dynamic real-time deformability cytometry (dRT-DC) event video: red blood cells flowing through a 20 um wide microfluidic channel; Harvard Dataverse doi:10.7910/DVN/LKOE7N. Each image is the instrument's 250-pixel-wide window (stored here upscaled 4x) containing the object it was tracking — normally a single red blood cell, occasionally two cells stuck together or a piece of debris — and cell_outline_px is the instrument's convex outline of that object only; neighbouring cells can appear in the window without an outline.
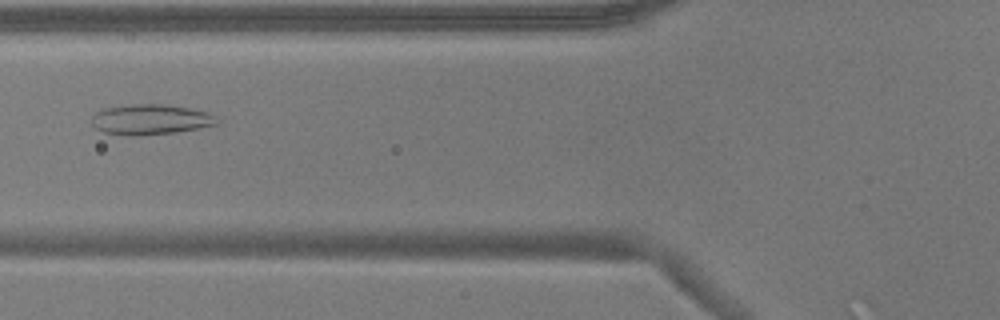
{"species": "common noctule bat (a hibernating species)", "species_latin": "Nyctalus noctula", "temperature_condition": "warm", "stored_images_in_passage": 37, "camera_frame_rate_fps": 3000, "um_per_image_px": 0.085, "animal": {"sex": "male", "body_mass_g": 17.9}, "frame": {"image": 1, "passage_image": 5, "time_ms": 1.333, "image_size_px": [1000, 320], "cell_outline_px": [[220, 124], [200, 128], [176, 132], [140, 136], [128, 136], [104, 132], [96, 128], [92, 124], [92, 116], [96, 112], [104, 108], [132, 104], [164, 104], [212, 112], [220, 120]], "centroid_in_image_um": [12.85, 10.16], "position_along_channel_um": 112.9, "area_um2": 22.48}}
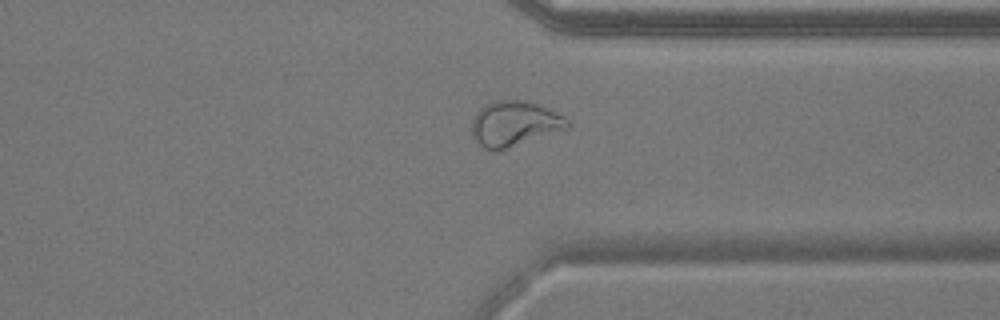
{"frame": {"image": 2, "passage_image": 25, "time_ms": 8.0, "image_size_px": [1000, 320], "cell_outline_px": [[572, 124], [568, 128], [496, 152], [484, 148], [476, 140], [472, 132], [472, 120], [476, 112], [484, 104], [492, 100], [528, 100], [540, 104], [560, 112]], "centroid_in_image_um": [43.75, 10.48], "position_along_channel_um": 367.6, "area_um2": 25.55}}
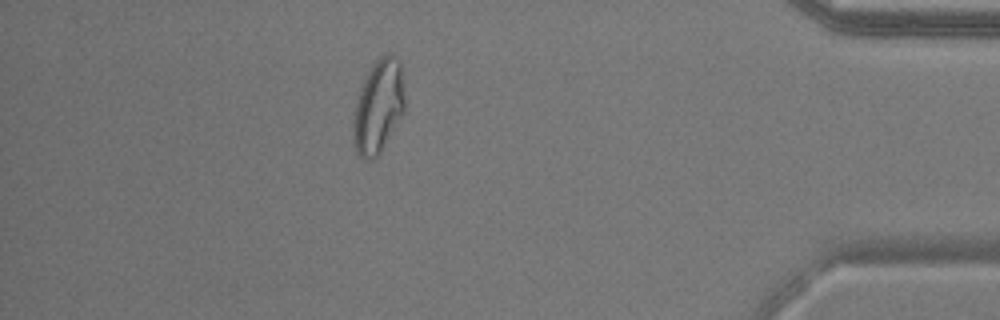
{"frame": {"image": 3, "passage_image": 31, "time_ms": 10.0, "image_size_px": [1000, 320], "cell_outline_px": [[404, 112], [380, 152], [376, 156], [364, 160], [360, 156], [356, 148], [352, 136], [352, 124], [356, 104], [364, 80], [372, 64], [380, 56], [388, 52], [392, 52], [400, 60], [404, 96]], "centroid_in_image_um": [32.17, 9.01], "position_along_channel_um": 403.0, "area_um2": 27.74}, "authors_computed_cell_mechanics": {"area_um2": 22.4842, "velocity_mm_per_s": 3.8221, "shape_relaxation_time_tau1_ms": null, "shape_relaxation_time_tau2_ms": 1.4597, "deformation_change_tau1": null, "deformation_change_tau2": 0.0959}}